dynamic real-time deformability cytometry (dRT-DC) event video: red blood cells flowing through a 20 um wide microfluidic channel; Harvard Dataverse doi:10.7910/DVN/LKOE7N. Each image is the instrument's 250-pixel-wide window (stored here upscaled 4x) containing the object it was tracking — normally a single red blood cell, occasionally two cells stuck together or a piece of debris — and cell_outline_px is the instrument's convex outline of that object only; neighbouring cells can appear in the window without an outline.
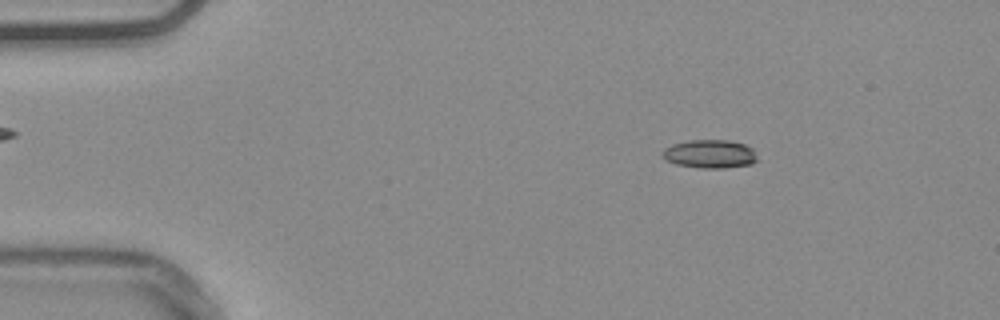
{"species": "common noctule bat (a hibernating species)", "species_latin": "Nyctalus noctula", "temperature_condition": "warm", "stored_images_in_passage": 54, "camera_frame_rate_fps": 3000, "um_per_image_px": 0.085, "animal": {"sex": "male", "body_mass_g": 20.4}, "frame": {"image": 1, "passage_image": 8, "time_ms": 2.333, "image_size_px": [1000, 320], "cell_outline_px": [[756, 160], [752, 164], [724, 168], [704, 168], [676, 164], [668, 160], [664, 156], [664, 148], [672, 144], [688, 140], [728, 140], [744, 144], [752, 148], [756, 156]], "centroid_in_image_um": [60.36, 13.08], "position_along_channel_um": 24.6, "area_um2": 15.49}}
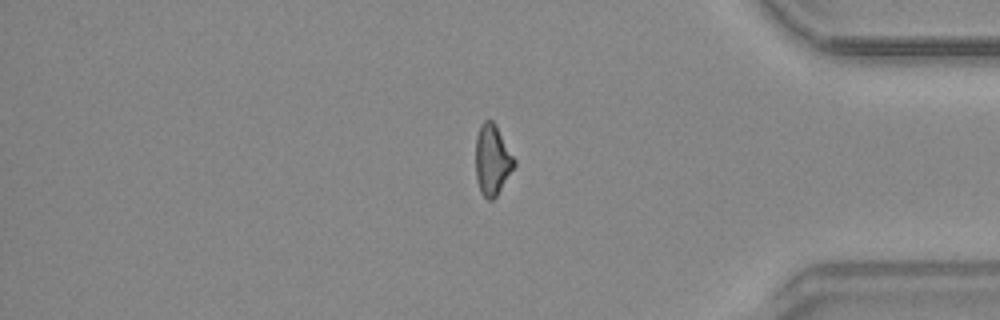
{"frame": {"image": 2, "passage_image": 45, "time_ms": 14.667, "image_size_px": [1000, 320], "cell_outline_px": [[516, 164], [496, 196], [492, 200], [488, 200], [480, 192], [476, 176], [476, 136], [480, 124], [484, 120], [492, 120], [496, 124], [516, 160]], "centroid_in_image_um": [41.84, 13.56], "position_along_channel_um": 393.4, "area_um2": 15.9}}
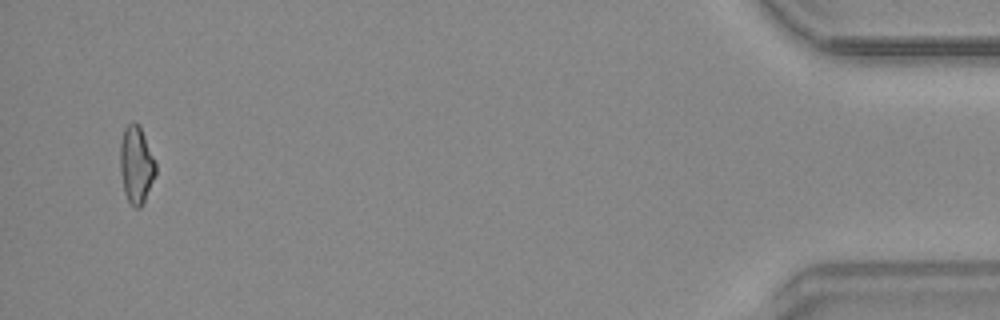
{"frame": {"image": 3, "passage_image": 52, "time_ms": 17.0, "image_size_px": [1000, 320], "cell_outline_px": [[156, 172], [144, 200], [140, 208], [132, 208], [124, 192], [120, 172], [120, 144], [124, 128], [132, 120], [140, 124], [156, 164]], "centroid_in_image_um": [11.56, 13.97], "position_along_channel_um": 423.6, "area_um2": 16.07}}